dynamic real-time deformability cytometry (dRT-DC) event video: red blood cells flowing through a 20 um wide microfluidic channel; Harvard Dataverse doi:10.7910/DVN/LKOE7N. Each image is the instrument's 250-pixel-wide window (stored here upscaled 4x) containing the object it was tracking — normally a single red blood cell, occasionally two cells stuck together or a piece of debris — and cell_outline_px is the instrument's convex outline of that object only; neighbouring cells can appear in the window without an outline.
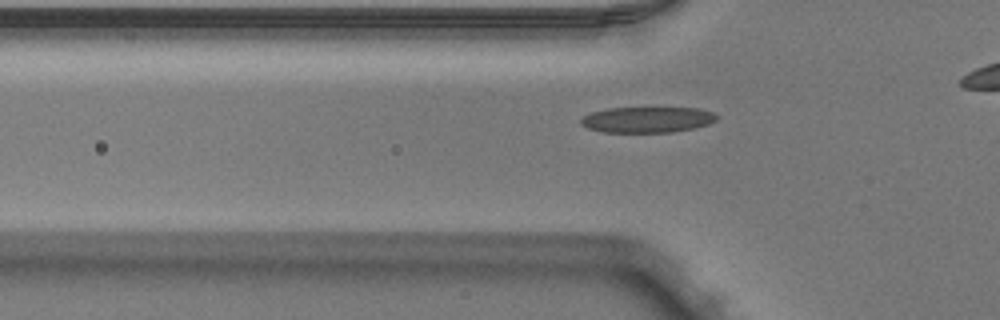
{"species": "Egyptian fruit bat (a non-hibernating species)", "species_latin": "Rousettus aegyptiacus", "temperature_condition": "warm", "stored_images_in_passage": 35, "camera_frame_rate_fps": 3000, "um_per_image_px": 0.085, "animal": {"sex": "male"}, "frame": {"image": 1, "passage_image": 7, "time_ms": 2.0, "image_size_px": [1000, 320], "cell_outline_px": [[720, 116], [716, 120], [708, 124], [696, 128], [672, 132], [604, 132], [588, 128], [580, 124], [580, 120], [584, 116], [592, 112], [608, 108], [700, 108], [712, 112]], "centroid_in_image_um": [55.05, 10.17], "position_along_channel_um": 70.7, "area_um2": 20.46}}
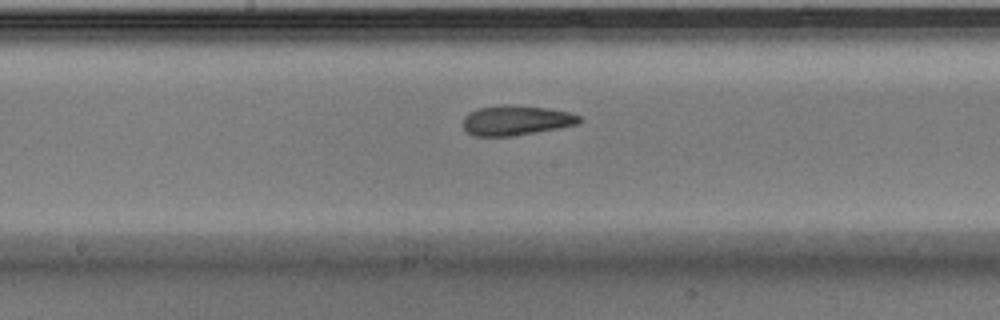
{"frame": {"image": 2, "passage_image": 17, "time_ms": 5.333, "image_size_px": [1000, 320], "cell_outline_px": [[584, 120], [580, 124], [560, 128], [512, 136], [472, 136], [464, 128], [464, 116], [468, 112], [480, 108], [500, 104], [508, 104], [544, 108], [568, 112], [580, 116]], "centroid_in_image_um": [43.88, 10.23], "position_along_channel_um": 204.3, "area_um2": 20.35}}
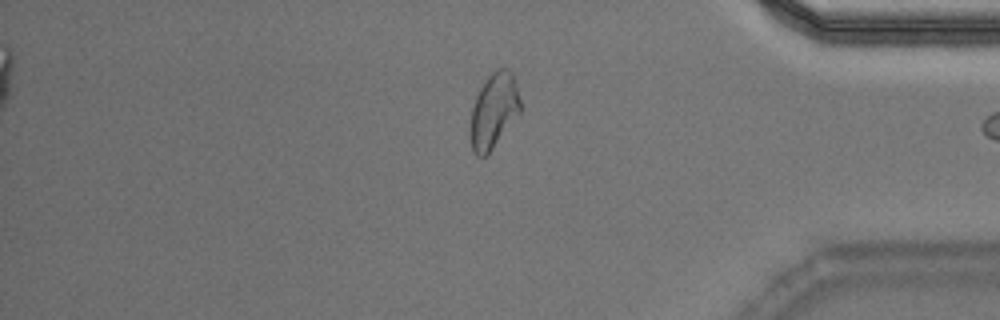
{"frame": {"image": 3, "passage_image": 33, "time_ms": 10.667, "image_size_px": [1000, 320], "cell_outline_px": [[520, 112], [492, 148], [484, 156], [476, 156], [472, 152], [468, 132], [468, 128], [472, 108], [476, 96], [484, 80], [496, 68], [508, 68], [512, 72], [516, 80], [520, 100]], "centroid_in_image_um": [41.93, 9.39], "position_along_channel_um": 393.3, "area_um2": 22.08}, "authors_computed_cell_mechanics": {"area_um2": 20.4612, "velocity_mm_per_s": 3.9795, "shape_relaxation_time_tau1_ms": 6.6261, "shape_relaxation_time_tau2_ms": 1.6707, "deformation_change_tau1": 0.2104, "deformation_change_tau2": 0.0921}}